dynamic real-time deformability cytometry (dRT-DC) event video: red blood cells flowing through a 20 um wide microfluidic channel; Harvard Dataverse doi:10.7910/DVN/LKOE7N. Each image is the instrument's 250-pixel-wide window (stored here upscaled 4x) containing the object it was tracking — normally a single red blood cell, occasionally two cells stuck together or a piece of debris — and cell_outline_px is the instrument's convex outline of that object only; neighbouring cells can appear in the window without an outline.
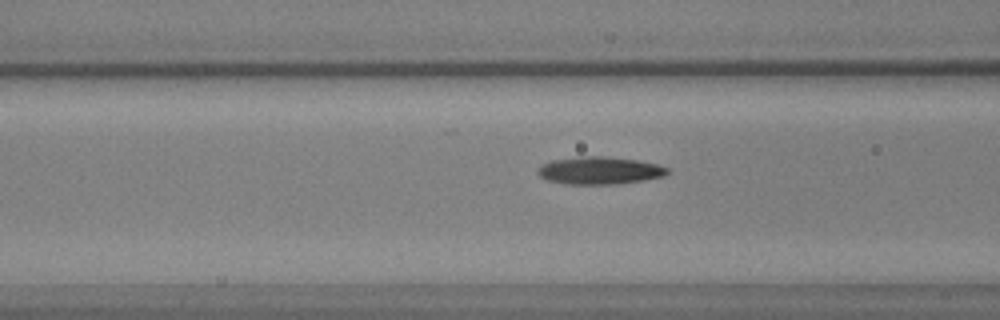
{"species": "common noctule bat (a hibernating species)", "species_latin": "Nyctalus noctula", "temperature_condition": "warm", "stored_images_in_passage": 37, "camera_frame_rate_fps": 3000, "um_per_image_px": 0.085, "animal": {"sex": "male", "body_mass_g": 17.9, "forearm_length_mm": 54.2}, "frame": {"image": 1, "passage_image": 11, "time_ms": 3.333, "image_size_px": [1000, 320], "cell_outline_px": [[668, 172], [664, 176], [644, 180], [616, 184], [564, 184], [548, 180], [540, 176], [536, 172], [536, 168], [540, 164], [552, 160], [580, 156], [604, 156], [636, 160], [656, 164], [668, 168]], "centroid_in_image_um": [50.9, 14.49], "position_along_channel_um": 115.7, "area_um2": 20.87}}
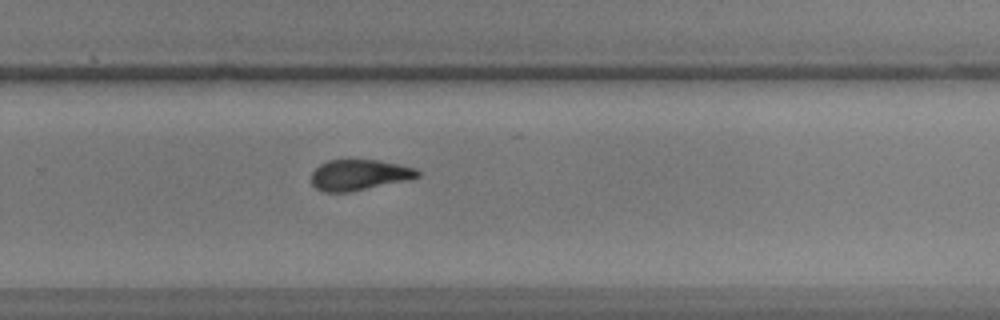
{"frame": {"image": 2, "passage_image": 25, "time_ms": 8.0, "image_size_px": [1000, 320], "cell_outline_px": [[420, 176], [408, 180], [348, 192], [324, 192], [316, 188], [312, 184], [312, 172], [320, 164], [328, 160], [380, 160], [400, 164], [416, 168], [420, 172]], "centroid_in_image_um": [30.55, 14.86], "position_along_channel_um": 299.3, "area_um2": 19.02}}
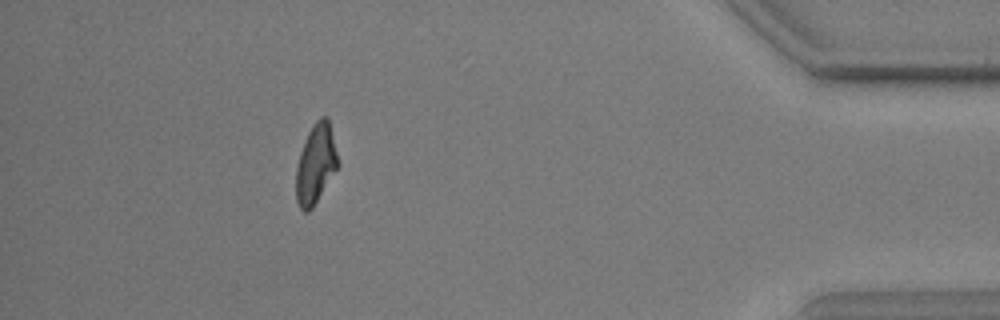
{"frame": {"image": 3, "passage_image": 37, "time_ms": 12.0, "image_size_px": [1000, 320], "cell_outline_px": [[340, 164], [312, 208], [308, 212], [304, 212], [300, 208], [296, 200], [296, 168], [300, 152], [304, 140], [312, 124], [320, 116], [328, 116]], "centroid_in_image_um": [26.84, 13.9], "position_along_channel_um": 408.4, "area_um2": 19.54}, "authors_computed_cell_mechanics": {"area_um2": 19.941, "velocity_mm_per_s": 3.9378, "shape_relaxation_time_tau1_ms": 3.7468, "shape_relaxation_time_tau2_ms": 3.0303, "deformation_change_tau1": 0.1717, "deformation_change_tau2": 0.1059}}